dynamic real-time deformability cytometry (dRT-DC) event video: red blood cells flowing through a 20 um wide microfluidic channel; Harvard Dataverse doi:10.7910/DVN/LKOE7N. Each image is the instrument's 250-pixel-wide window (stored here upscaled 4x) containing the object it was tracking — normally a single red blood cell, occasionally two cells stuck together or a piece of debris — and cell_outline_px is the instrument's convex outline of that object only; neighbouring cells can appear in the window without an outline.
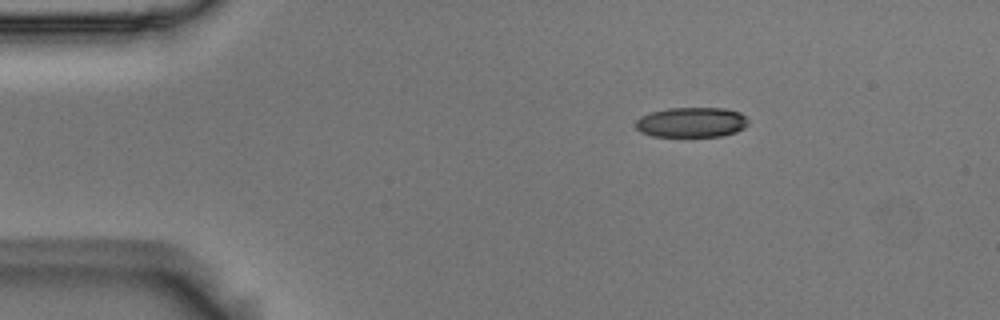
{"species": "Egyptian fruit bat (a non-hibernating species)", "species_latin": "Rousettus aegyptiacus", "temperature_condition": "room temperature", "stored_images_in_passage": 47, "camera_frame_rate_fps": 3000, "um_per_image_px": 0.085, "animal": {"sex": "male"}, "frame": {"image": 1, "passage_image": 1, "time_ms": 0.0, "image_size_px": [1000, 320], "cell_outline_px": [[748, 124], [744, 128], [736, 132], [720, 136], [652, 136], [640, 132], [636, 128], [636, 120], [640, 116], [652, 112], [668, 108], [724, 108], [740, 112], [748, 120]], "centroid_in_image_um": [58.78, 10.39], "position_along_channel_um": 26.2, "area_um2": 19.71}}
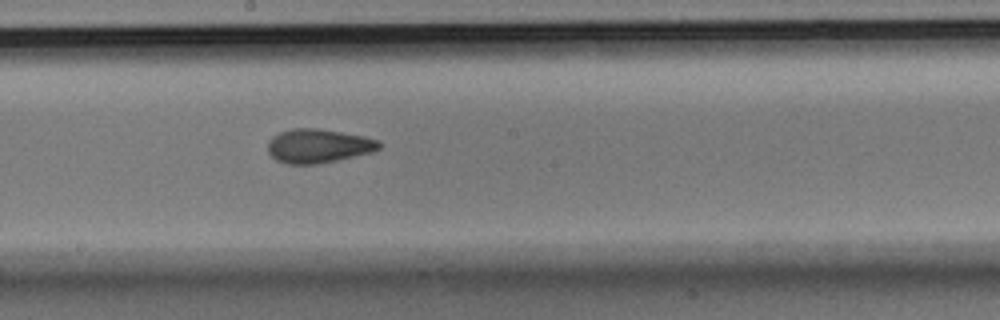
{"frame": {"image": 2, "passage_image": 22, "time_ms": 7.0, "image_size_px": [1000, 320], "cell_outline_px": [[380, 148], [372, 152], [336, 160], [316, 164], [288, 164], [276, 160], [268, 152], [268, 140], [272, 136], [280, 132], [292, 128], [316, 128], [364, 136], [380, 140]], "centroid_in_image_um": [27.04, 12.4], "position_along_channel_um": 221.2, "area_um2": 21.96}}
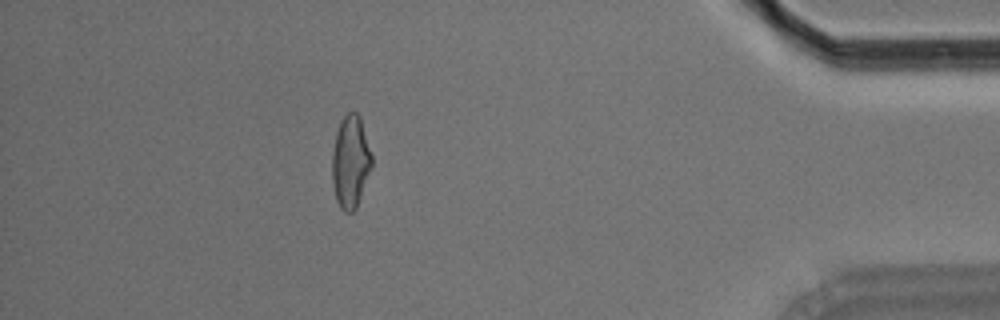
{"frame": {"image": 3, "passage_image": 41, "time_ms": 13.333, "image_size_px": [1000, 320], "cell_outline_px": [[372, 168], [356, 208], [352, 212], [344, 212], [340, 208], [336, 200], [332, 180], [332, 152], [336, 132], [344, 116], [348, 112], [356, 112], [360, 116], [372, 156]], "centroid_in_image_um": [29.79, 13.77], "position_along_channel_um": 405.4, "area_um2": 21.39}, "authors_computed_cell_mechanics": {"area_um2": 21.386, "velocity_mm_per_s": 3.6624, "shape_relaxation_time_tau1_ms": 7.3904, "shape_relaxation_time_tau2_ms": 2.2808, "deformation_change_tau1": 0.1767, "deformation_change_tau2": 0.0885}}